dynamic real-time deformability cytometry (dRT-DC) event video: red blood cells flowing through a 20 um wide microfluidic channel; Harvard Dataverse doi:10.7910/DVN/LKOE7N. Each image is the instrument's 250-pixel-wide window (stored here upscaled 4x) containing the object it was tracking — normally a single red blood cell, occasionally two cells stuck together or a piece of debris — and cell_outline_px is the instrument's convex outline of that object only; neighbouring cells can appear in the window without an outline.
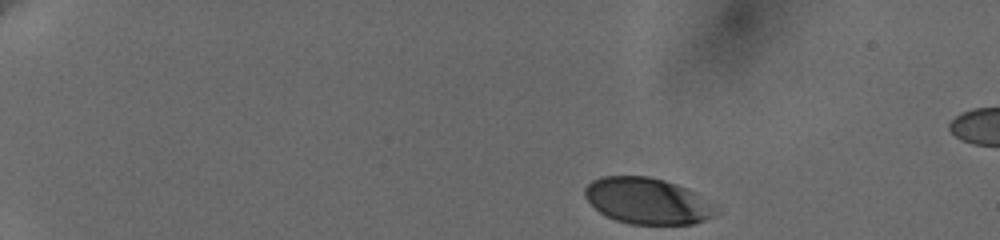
{"species": "human", "species_latin": "Homo sapiens", "temperature_condition": "cold", "stored_images_in_passage": 43, "camera_frame_rate_fps": 3000, "um_per_image_px": 0.085, "donor": {"sex": "female"}, "frame": {"image": 1, "passage_image": 1, "time_ms": 0.0, "image_size_px": [1000, 240], "cell_outline_px": [[712, 216], [704, 220], [692, 224], [632, 224], [616, 220], [604, 216], [584, 196], [584, 188], [592, 180], [600, 176], [648, 176], [664, 180], [688, 188], [696, 192]], "centroid_in_image_um": [54.86, 17.06], "position_along_channel_um": 30.1, "area_um2": 34.28}}
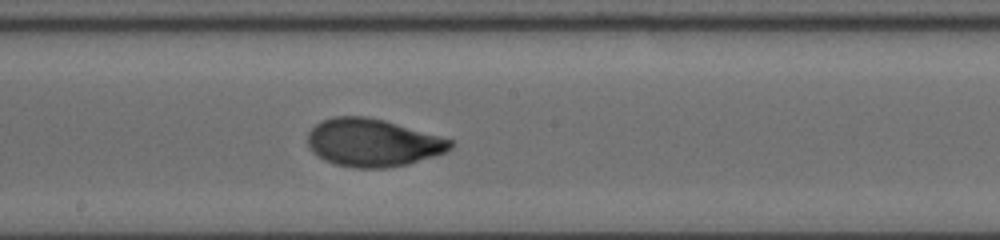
{"frame": {"image": 2, "passage_image": 26, "time_ms": 8.333, "image_size_px": [1000, 240], "cell_outline_px": [[452, 148], [448, 152], [408, 164], [388, 168], [352, 168], [336, 164], [324, 160], [312, 152], [308, 148], [308, 132], [320, 120], [332, 116], [364, 116], [384, 120], [452, 140]], "centroid_in_image_um": [31.65, 12.13], "position_along_channel_um": 216.5, "area_um2": 39.88}}
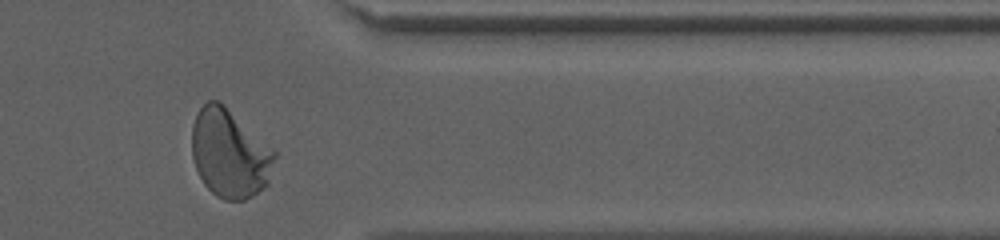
{"frame": {"image": 3, "passage_image": 41, "time_ms": 13.333, "image_size_px": [1000, 240], "cell_outline_px": [[276, 156], [268, 184], [264, 188], [252, 196], [244, 200], [224, 200], [216, 196], [204, 184], [196, 168], [192, 156], [192, 124], [200, 108], [208, 100], [220, 100], [276, 152]], "centroid_in_image_um": [19.52, 13.05], "position_along_channel_um": 391.9, "area_um2": 42.6}, "authors_computed_cell_mechanics": {"area_um2": 39.1884, "velocity_mm_per_s": 3.6179, "shape_relaxation_time_tau1_ms": 4.2652, "shape_relaxation_time_tau2_ms": null, "deformation_change_tau1": 0.1807, "deformation_change_tau2": null}}